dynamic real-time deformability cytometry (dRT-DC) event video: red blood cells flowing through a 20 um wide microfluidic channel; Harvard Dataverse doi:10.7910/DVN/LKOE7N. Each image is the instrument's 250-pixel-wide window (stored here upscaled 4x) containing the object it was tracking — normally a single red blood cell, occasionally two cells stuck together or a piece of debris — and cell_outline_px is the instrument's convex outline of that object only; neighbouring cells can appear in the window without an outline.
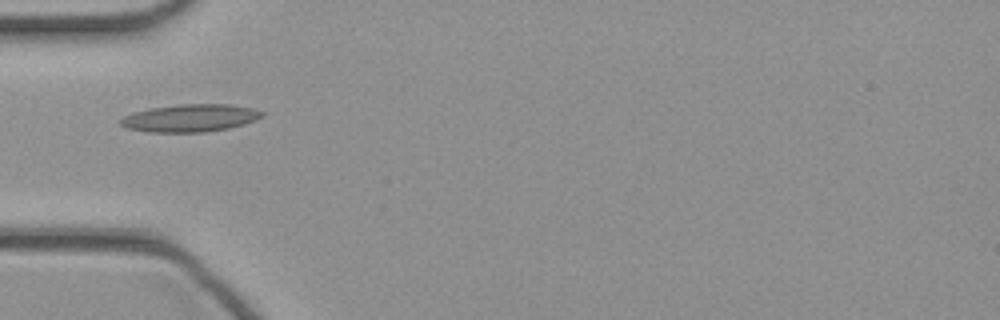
{"species": "common noctule bat (a hibernating species)", "species_latin": "Nyctalus noctula", "temperature_condition": "cold", "stored_images_in_passage": 32, "camera_frame_rate_fps": 3000, "um_per_image_px": 0.085, "animal": {"sex": "female", "body_mass_g": 21.9}, "frame": {"image": 1, "passage_image": 1, "time_ms": 0.0, "image_size_px": [1000, 320], "cell_outline_px": [[264, 116], [256, 120], [244, 124], [228, 128], [204, 132], [148, 132], [128, 128], [120, 124], [120, 120], [124, 116], [132, 112], [148, 108], [180, 104], [228, 104], [252, 108], [264, 112]], "centroid_in_image_um": [16.17, 10.03], "position_along_channel_um": 68.8, "area_um2": 22.77}}
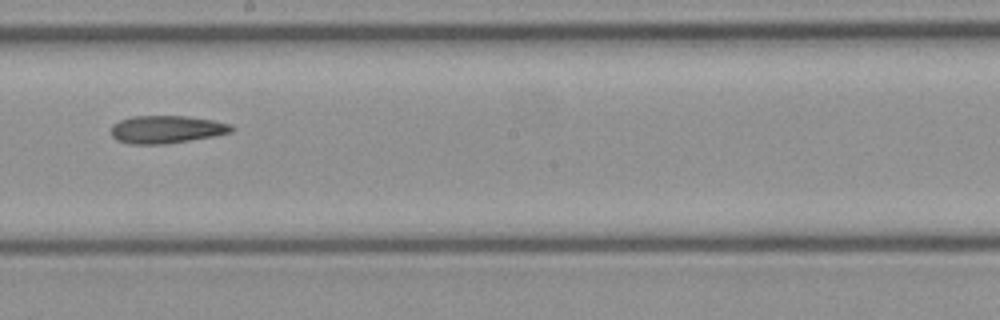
{"frame": {"image": 2, "passage_image": 12, "time_ms": 3.667, "image_size_px": [1000, 320], "cell_outline_px": [[236, 128], [232, 132], [212, 136], [164, 144], [132, 144], [116, 140], [112, 136], [112, 124], [120, 120], [132, 116], [184, 116], [212, 120], [232, 124]], "centroid_in_image_um": [14.15, 10.99], "position_along_channel_um": 234.0, "area_um2": 19.36}}
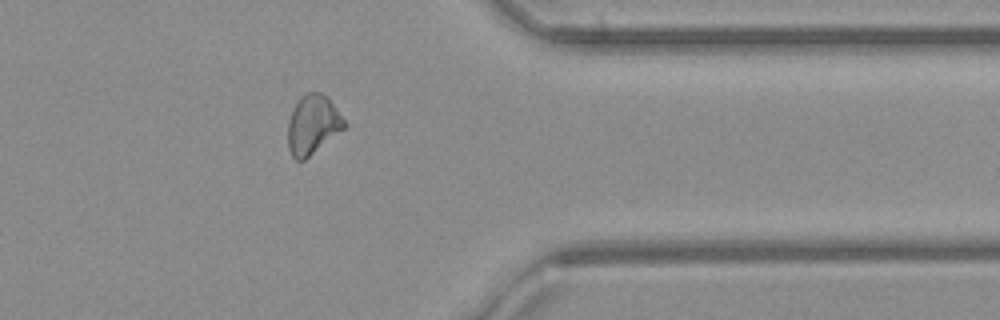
{"frame": {"image": 3, "passage_image": 23, "time_ms": 7.333, "image_size_px": [1000, 320], "cell_outline_px": [[348, 124], [344, 128], [304, 160], [296, 160], [292, 156], [288, 148], [288, 120], [292, 108], [300, 96], [308, 92], [320, 92], [328, 96]], "centroid_in_image_um": [26.57, 10.56], "position_along_channel_um": 384.8, "area_um2": 19.54}}